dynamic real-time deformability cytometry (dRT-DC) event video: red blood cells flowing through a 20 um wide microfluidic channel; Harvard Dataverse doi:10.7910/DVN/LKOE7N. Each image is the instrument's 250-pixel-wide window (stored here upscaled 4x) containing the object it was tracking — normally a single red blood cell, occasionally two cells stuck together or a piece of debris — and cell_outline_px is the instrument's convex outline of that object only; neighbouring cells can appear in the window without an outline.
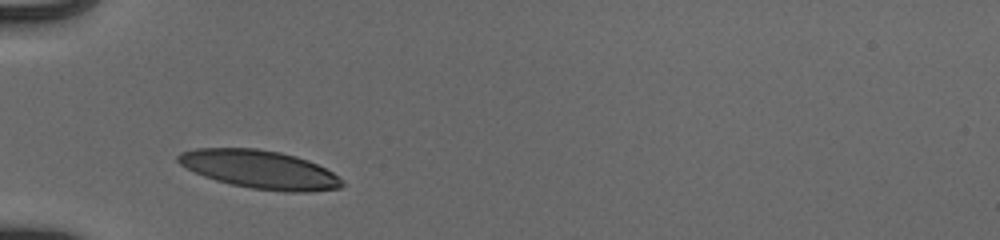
{"species": "human", "species_latin": "Homo sapiens", "temperature_condition": "cold", "stored_images_in_passage": 28, "camera_frame_rate_fps": 3000, "um_per_image_px": 0.085, "donor": {"sex": "male"}, "frame": {"image": 1, "passage_image": 1, "time_ms": 0.0, "image_size_px": [1000, 240], "cell_outline_px": [[344, 184], [340, 188], [312, 192], [284, 192], [252, 188], [232, 184], [216, 180], [204, 176], [180, 164], [176, 160], [176, 156], [180, 152], [196, 148], [256, 148], [280, 152], [296, 156], [308, 160], [332, 172]], "centroid_in_image_um": [22.07, 14.4], "position_along_channel_um": 62.9, "area_um2": 36.41}}
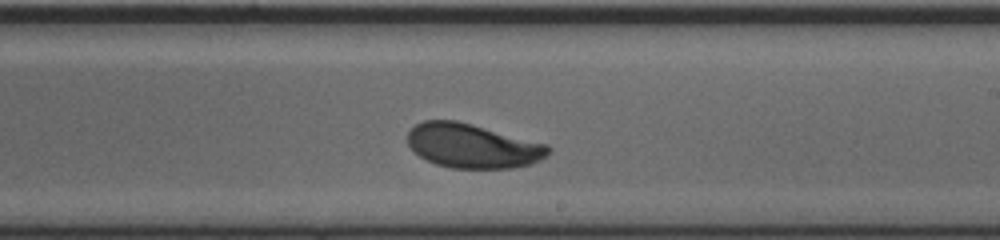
{"frame": {"image": 2, "passage_image": 16, "time_ms": 5.0, "image_size_px": [1000, 240], "cell_outline_px": [[552, 148], [540, 160], [532, 164], [512, 168], [452, 168], [436, 164], [420, 156], [408, 144], [408, 132], [416, 124], [424, 120], [456, 120], [472, 124], [548, 144]], "centroid_in_image_um": [40.18, 12.4], "position_along_channel_um": 248.8, "area_um2": 36.13}}
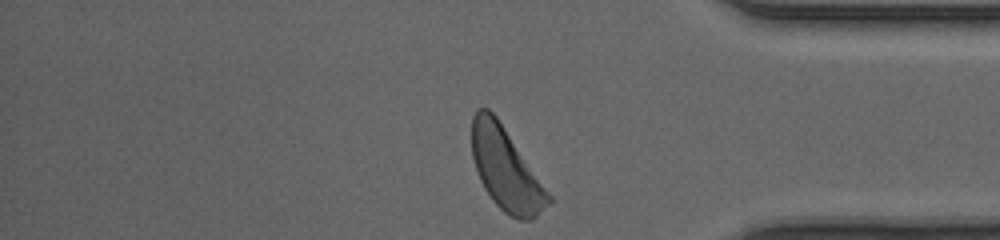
{"frame": {"image": 3, "passage_image": 28, "time_ms": 9.0, "image_size_px": [1000, 240], "cell_outline_px": [[552, 204], [532, 220], [520, 220], [504, 212], [492, 200], [484, 188], [480, 180], [472, 156], [472, 116], [476, 108], [488, 108], [496, 116], [552, 196]], "centroid_in_image_um": [43.01, 14.4], "position_along_channel_um": 392.2, "area_um2": 36.59}, "authors_computed_cell_mechanics": {"area_um2": 36.5296, "velocity_mm_per_s": 3.9035, "shape_relaxation_time_tau1_ms": 2.3757, "shape_relaxation_time_tau2_ms": null, "deformation_change_tau1": 0.129, "deformation_change_tau2": null}}